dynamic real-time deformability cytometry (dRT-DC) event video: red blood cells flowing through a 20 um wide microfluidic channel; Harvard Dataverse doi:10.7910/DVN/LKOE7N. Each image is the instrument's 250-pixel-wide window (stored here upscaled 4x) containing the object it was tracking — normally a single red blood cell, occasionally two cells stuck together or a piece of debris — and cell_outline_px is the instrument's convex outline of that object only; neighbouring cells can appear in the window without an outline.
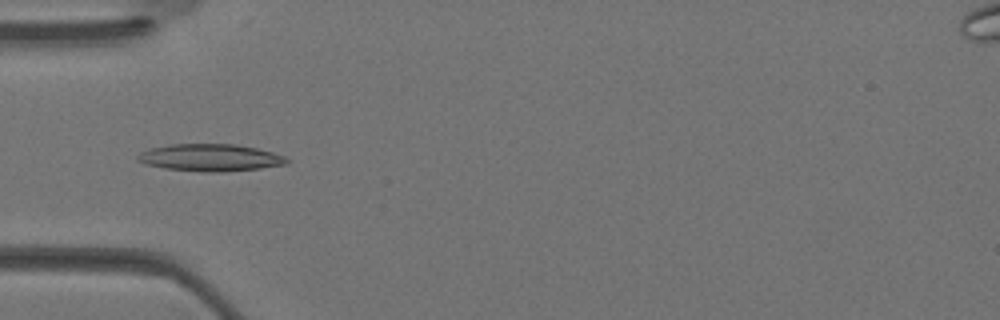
{"species": "Egyptian fruit bat (a non-hibernating species)", "species_latin": "Rousettus aegyptiacus", "temperature_condition": "warm", "stored_images_in_passage": 26, "camera_frame_rate_fps": 3000, "um_per_image_px": 0.085, "animal": {"sex": "female"}, "frame": {"image": 1, "passage_image": 2, "time_ms": 0.333, "image_size_px": [1000, 320], "cell_outline_px": [[288, 164], [260, 168], [220, 172], [204, 172], [164, 168], [144, 164], [136, 160], [136, 156], [140, 152], [148, 148], [172, 144], [236, 144], [256, 148], [272, 152], [284, 156], [288, 160]], "centroid_in_image_um": [17.82, 13.39], "position_along_channel_um": 67.2, "area_um2": 23.7}}
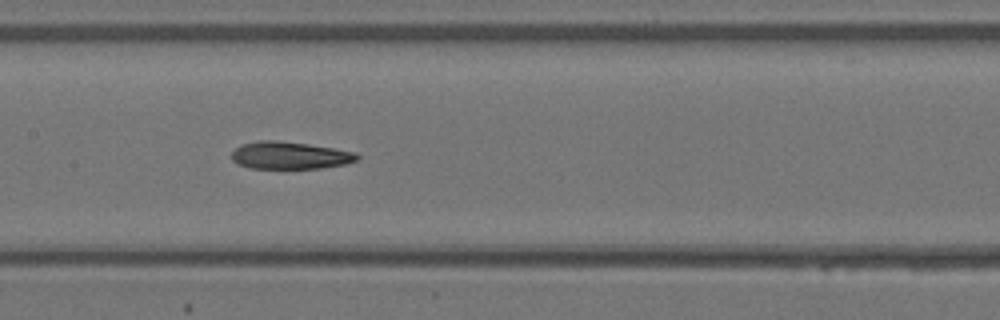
{"frame": {"image": 2, "passage_image": 8, "time_ms": 2.333, "image_size_px": [1000, 320], "cell_outline_px": [[360, 156], [356, 160], [344, 164], [320, 168], [248, 168], [236, 164], [232, 160], [232, 152], [240, 144], [256, 140], [276, 140], [308, 144], [356, 152]], "centroid_in_image_um": [24.58, 13.2], "position_along_channel_um": 182.8, "area_um2": 20.06}}
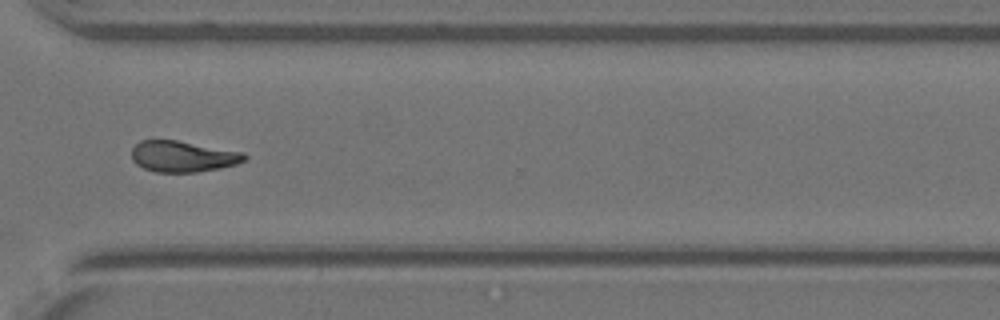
{"frame": {"image": 3, "passage_image": 17, "time_ms": 5.333, "image_size_px": [1000, 320], "cell_outline_px": [[248, 156], [244, 160], [236, 164], [220, 168], [196, 172], [156, 172], [144, 168], [136, 164], [132, 160], [132, 148], [140, 140], [176, 140], [244, 152]], "centroid_in_image_um": [15.54, 13.29], "position_along_channel_um": 355.1, "area_um2": 20.4}}